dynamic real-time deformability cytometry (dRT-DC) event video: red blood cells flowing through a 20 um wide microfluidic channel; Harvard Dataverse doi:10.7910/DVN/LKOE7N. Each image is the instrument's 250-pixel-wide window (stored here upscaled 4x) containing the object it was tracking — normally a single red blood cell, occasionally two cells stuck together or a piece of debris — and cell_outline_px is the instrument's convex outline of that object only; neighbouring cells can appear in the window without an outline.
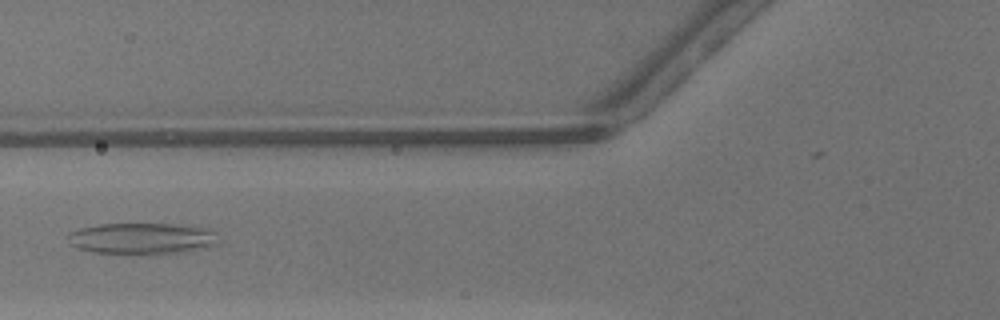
{"species": "common noctule bat (a hibernating species)", "species_latin": "Nyctalus noctula", "temperature_condition": "warm", "stored_images_in_passage": 27, "camera_frame_rate_fps": 3000, "um_per_image_px": 0.085, "animal": {"sex": "male", "body_mass_g": 13.3}, "frame": {"image": 1, "passage_image": 4, "time_ms": 1.0, "image_size_px": [1000, 320], "cell_outline_px": [[220, 244], [208, 248], [188, 252], [160, 256], [144, 256], [92, 252], [76, 248], [72, 244], [68, 236], [68, 232], [80, 228], [100, 224], [180, 224], [212, 228], [216, 232]], "centroid_in_image_um": [12.19, 20.31], "position_along_channel_um": 113.6, "area_um2": 28.96}}
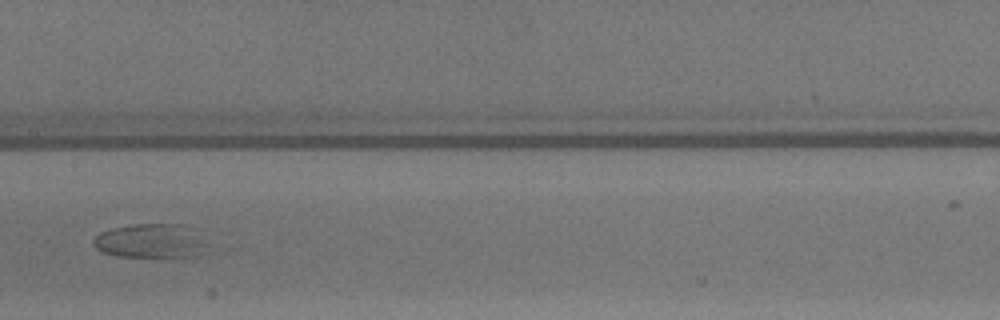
{"frame": {"image": 2, "passage_image": 10, "time_ms": 3.0, "image_size_px": [1000, 320], "cell_outline_px": [[220, 252], [200, 256], [116, 256], [100, 252], [92, 244], [92, 240], [100, 232], [112, 228], [132, 224], [184, 224], [196, 228]], "centroid_in_image_um": [13.06, 20.49], "position_along_channel_um": 194.3, "area_um2": 24.16}}
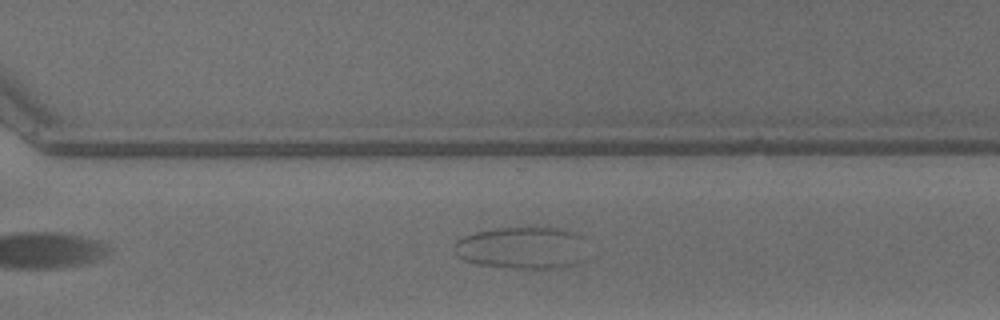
{"frame": {"image": 3, "passage_image": 20, "time_ms": 6.333, "image_size_px": [1000, 320], "cell_outline_px": [[588, 260], [580, 264], [568, 268], [512, 268], [476, 264], [464, 260], [452, 248], [452, 244], [456, 240], [464, 236], [476, 232], [496, 228], [564, 228], [576, 232], [584, 236]], "centroid_in_image_um": [44.5, 21.08], "position_along_channel_um": 326.1, "area_um2": 33.64}}